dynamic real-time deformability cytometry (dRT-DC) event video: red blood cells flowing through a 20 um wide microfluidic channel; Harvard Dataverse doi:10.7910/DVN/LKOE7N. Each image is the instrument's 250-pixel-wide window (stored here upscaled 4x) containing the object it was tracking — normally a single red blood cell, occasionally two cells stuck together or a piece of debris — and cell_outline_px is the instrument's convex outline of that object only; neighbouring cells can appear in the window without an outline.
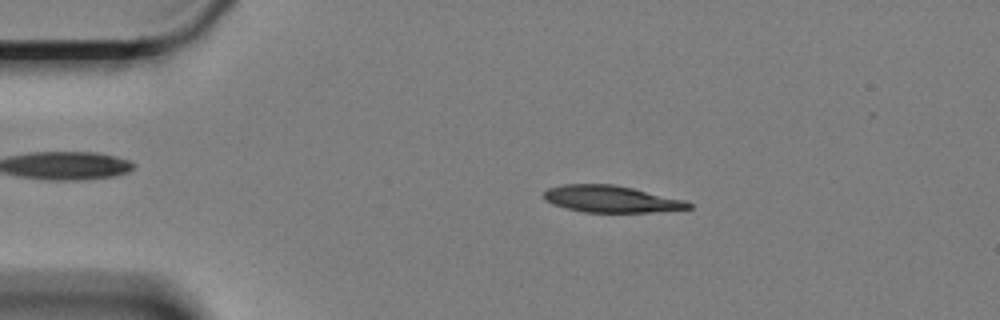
{"species": "Egyptian fruit bat (a non-hibernating species)", "species_latin": "Rousettus aegyptiacus", "temperature_condition": "cold", "stored_images_in_passage": 58, "camera_frame_rate_fps": 3000, "um_per_image_px": 0.085, "animal": {"sex": "female"}, "frame": {"image": 1, "passage_image": 10, "time_ms": 3.0, "image_size_px": [1000, 320], "cell_outline_px": [[692, 208], [648, 212], [584, 212], [564, 208], [552, 204], [544, 200], [544, 192], [548, 188], [564, 184], [612, 184], [632, 188], [684, 200], [692, 204]], "centroid_in_image_um": [51.89, 16.92], "position_along_channel_um": 33.1, "area_um2": 22.43}}
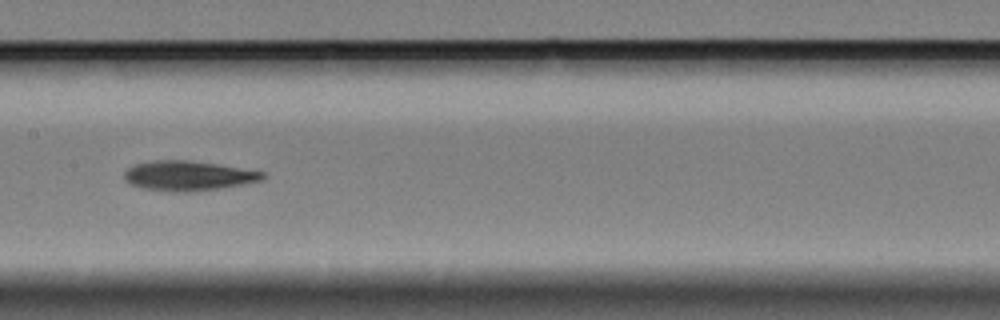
{"frame": {"image": 2, "passage_image": 28, "time_ms": 9.0, "image_size_px": [1000, 320], "cell_outline_px": [[268, 176], [260, 180], [220, 188], [188, 192], [172, 192], [144, 188], [128, 184], [124, 180], [124, 172], [132, 164], [152, 160], [188, 160], [216, 164], [264, 172]], "centroid_in_image_um": [15.92, 14.93], "position_along_channel_um": 191.5, "area_um2": 23.99}}
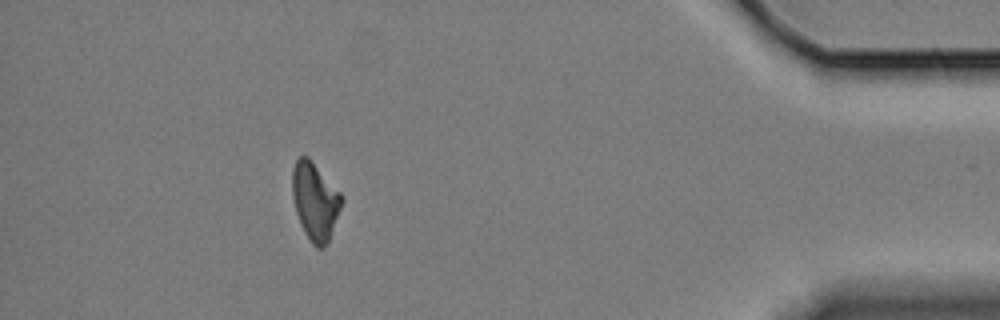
{"frame": {"image": 3, "passage_image": 52, "time_ms": 17.0, "image_size_px": [1000, 320], "cell_outline_px": [[344, 200], [328, 240], [324, 248], [316, 248], [312, 244], [304, 232], [300, 224], [296, 212], [292, 196], [292, 168], [296, 160], [300, 156], [308, 156], [344, 196]], "centroid_in_image_um": [26.77, 17.09], "position_along_channel_um": 408.4, "area_um2": 22.37}, "authors_computed_cell_mechanics": {"area_um2": 23.3512, "velocity_mm_per_s": 3.3515, "shape_relaxation_time_tau1_ms": 6.6397, "shape_relaxation_time_tau2_ms": null, "deformation_change_tau1": 0.153, "deformation_change_tau2": null}}